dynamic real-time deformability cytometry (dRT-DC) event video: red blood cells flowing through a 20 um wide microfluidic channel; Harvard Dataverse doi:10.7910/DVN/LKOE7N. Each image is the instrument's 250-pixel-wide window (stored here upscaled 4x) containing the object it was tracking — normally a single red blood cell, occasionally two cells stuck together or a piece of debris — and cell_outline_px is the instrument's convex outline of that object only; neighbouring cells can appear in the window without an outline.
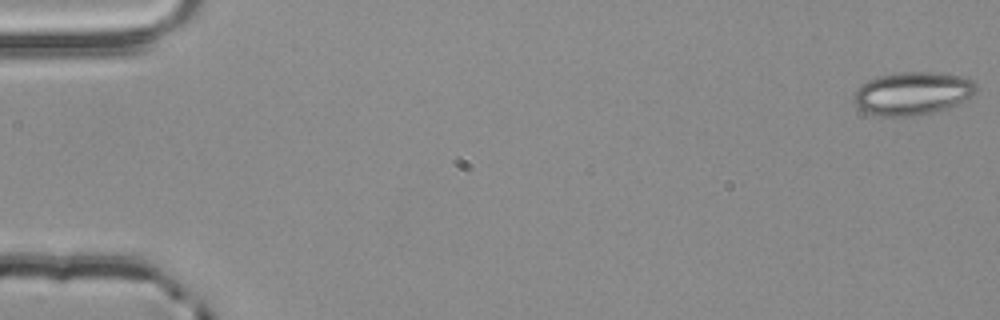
{"species": "common noctule bat (a hibernating species)", "species_latin": "Nyctalus noctula", "temperature_condition": "room temperature", "stored_images_in_passage": 55, "camera_frame_rate_fps": 3000, "um_per_image_px": 0.085, "animal": {"sex": "male", "body_mass_g": 20.4}, "frame": {"image": 1, "passage_image": 1, "time_ms": 0.0, "image_size_px": [1000, 320], "cell_outline_px": [[980, 88], [972, 96], [956, 104], [936, 112], [916, 116], [880, 116], [864, 112], [852, 100], [852, 96], [856, 88], [860, 84], [868, 80], [880, 76], [900, 72], [940, 72], [960, 76], [972, 80]], "centroid_in_image_um": [77.56, 7.94], "position_along_channel_um": 7.4, "area_um2": 31.04}}
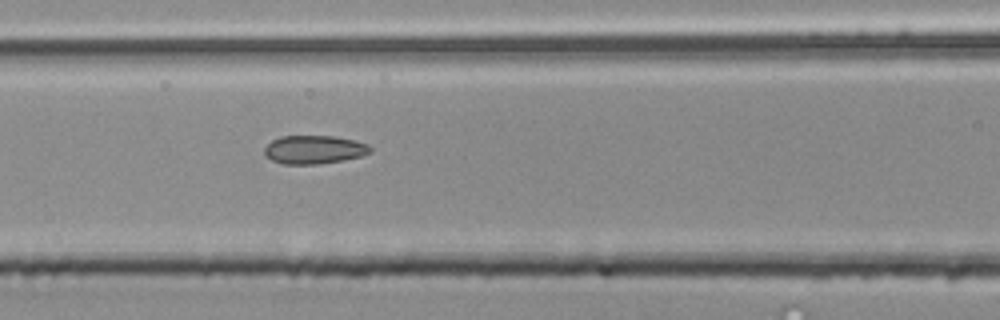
{"frame": {"image": 2, "passage_image": 24, "time_ms": 7.667, "image_size_px": [1000, 320], "cell_outline_px": [[372, 152], [360, 156], [344, 160], [320, 164], [284, 164], [272, 160], [264, 156], [264, 148], [272, 140], [280, 136], [332, 136], [352, 140], [368, 144], [372, 148]], "centroid_in_image_um": [26.68, 12.72], "position_along_channel_um": 139.9, "area_um2": 17.57}}
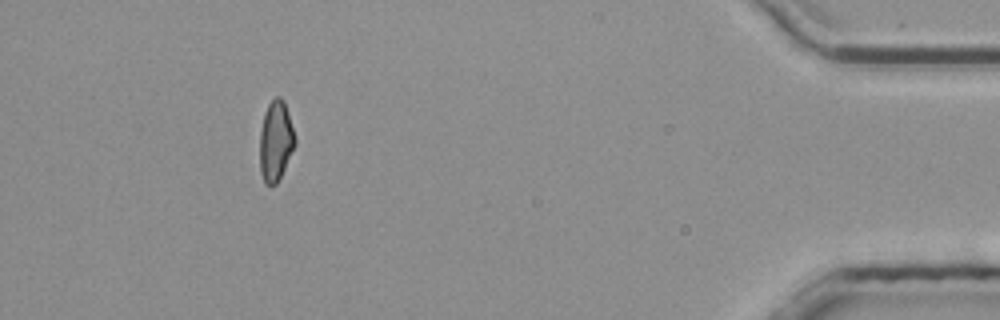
{"frame": {"image": 3, "passage_image": 50, "time_ms": 16.333, "image_size_px": [1000, 320], "cell_outline_px": [[296, 144], [276, 184], [264, 184], [260, 172], [260, 132], [264, 112], [268, 104], [276, 96], [280, 96], [284, 100], [288, 112], [296, 140]], "centroid_in_image_um": [23.42, 11.96], "position_along_channel_um": 411.8, "area_um2": 16.42}, "authors_computed_cell_mechanics": {"area_um2": 17.5712, "velocity_mm_per_s": 3.879, "shape_relaxation_time_tau1_ms": 10.5185, "shape_relaxation_time_tau2_ms": 2.1976, "deformation_change_tau1": 0.1642, "deformation_change_tau2": 0.0883}}